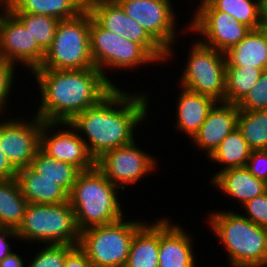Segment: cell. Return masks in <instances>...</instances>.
I'll return each mask as SVG.
<instances>
[{"label": "cell", "instance_id": "12", "mask_svg": "<svg viewBox=\"0 0 267 267\" xmlns=\"http://www.w3.org/2000/svg\"><path fill=\"white\" fill-rule=\"evenodd\" d=\"M86 8L102 28L140 44L159 65L167 61V52L141 25L127 16L116 0H87Z\"/></svg>", "mask_w": 267, "mask_h": 267}, {"label": "cell", "instance_id": "32", "mask_svg": "<svg viewBox=\"0 0 267 267\" xmlns=\"http://www.w3.org/2000/svg\"><path fill=\"white\" fill-rule=\"evenodd\" d=\"M76 245L46 244L36 251L35 257L27 267H63L67 254Z\"/></svg>", "mask_w": 267, "mask_h": 267}, {"label": "cell", "instance_id": "39", "mask_svg": "<svg viewBox=\"0 0 267 267\" xmlns=\"http://www.w3.org/2000/svg\"><path fill=\"white\" fill-rule=\"evenodd\" d=\"M17 172L18 170L0 149V179H14L17 176Z\"/></svg>", "mask_w": 267, "mask_h": 267}, {"label": "cell", "instance_id": "25", "mask_svg": "<svg viewBox=\"0 0 267 267\" xmlns=\"http://www.w3.org/2000/svg\"><path fill=\"white\" fill-rule=\"evenodd\" d=\"M28 204L16 178L0 179V226L17 230Z\"/></svg>", "mask_w": 267, "mask_h": 267}, {"label": "cell", "instance_id": "31", "mask_svg": "<svg viewBox=\"0 0 267 267\" xmlns=\"http://www.w3.org/2000/svg\"><path fill=\"white\" fill-rule=\"evenodd\" d=\"M13 14L22 22L23 26L30 31L38 45L46 52L52 44L60 20L55 17L40 14Z\"/></svg>", "mask_w": 267, "mask_h": 267}, {"label": "cell", "instance_id": "11", "mask_svg": "<svg viewBox=\"0 0 267 267\" xmlns=\"http://www.w3.org/2000/svg\"><path fill=\"white\" fill-rule=\"evenodd\" d=\"M193 12L190 22L187 23L189 25L186 24L183 31L202 36L196 39L223 53L240 43L251 31L245 24L225 12L213 9L209 4Z\"/></svg>", "mask_w": 267, "mask_h": 267}, {"label": "cell", "instance_id": "20", "mask_svg": "<svg viewBox=\"0 0 267 267\" xmlns=\"http://www.w3.org/2000/svg\"><path fill=\"white\" fill-rule=\"evenodd\" d=\"M180 88L178 100L176 99V124L177 131L186 134L191 140L199 131L208 116V113L217 103L211 97L190 91L186 88ZM181 91V92H180Z\"/></svg>", "mask_w": 267, "mask_h": 267}, {"label": "cell", "instance_id": "23", "mask_svg": "<svg viewBox=\"0 0 267 267\" xmlns=\"http://www.w3.org/2000/svg\"><path fill=\"white\" fill-rule=\"evenodd\" d=\"M158 254L159 218L146 221L135 232L125 267H159Z\"/></svg>", "mask_w": 267, "mask_h": 267}, {"label": "cell", "instance_id": "29", "mask_svg": "<svg viewBox=\"0 0 267 267\" xmlns=\"http://www.w3.org/2000/svg\"><path fill=\"white\" fill-rule=\"evenodd\" d=\"M237 127L252 151L267 150V110H239Z\"/></svg>", "mask_w": 267, "mask_h": 267}, {"label": "cell", "instance_id": "8", "mask_svg": "<svg viewBox=\"0 0 267 267\" xmlns=\"http://www.w3.org/2000/svg\"><path fill=\"white\" fill-rule=\"evenodd\" d=\"M90 52L95 68L113 86L115 84L106 72L114 69L127 71L137 69L149 63L158 62L138 43L129 41L122 36L113 34L102 28L91 15L90 22ZM107 70V71H106ZM114 83V84H113Z\"/></svg>", "mask_w": 267, "mask_h": 267}, {"label": "cell", "instance_id": "28", "mask_svg": "<svg viewBox=\"0 0 267 267\" xmlns=\"http://www.w3.org/2000/svg\"><path fill=\"white\" fill-rule=\"evenodd\" d=\"M263 71L256 67H226L225 102L238 104L255 86Z\"/></svg>", "mask_w": 267, "mask_h": 267}, {"label": "cell", "instance_id": "9", "mask_svg": "<svg viewBox=\"0 0 267 267\" xmlns=\"http://www.w3.org/2000/svg\"><path fill=\"white\" fill-rule=\"evenodd\" d=\"M191 45L185 67L178 79L179 86L211 97L217 102H225L224 53L205 46L197 39Z\"/></svg>", "mask_w": 267, "mask_h": 267}, {"label": "cell", "instance_id": "34", "mask_svg": "<svg viewBox=\"0 0 267 267\" xmlns=\"http://www.w3.org/2000/svg\"><path fill=\"white\" fill-rule=\"evenodd\" d=\"M16 64L12 63L10 61L5 60L4 58H0V113L4 114L7 108V102L10 101V96L12 91L14 89L13 83L14 81H17L18 79L14 80L16 77L15 73L16 71ZM0 116H3L1 115Z\"/></svg>", "mask_w": 267, "mask_h": 267}, {"label": "cell", "instance_id": "27", "mask_svg": "<svg viewBox=\"0 0 267 267\" xmlns=\"http://www.w3.org/2000/svg\"><path fill=\"white\" fill-rule=\"evenodd\" d=\"M31 166L44 178L56 181L68 193L72 191L73 185L81 172L72 164L48 156L40 148L37 150Z\"/></svg>", "mask_w": 267, "mask_h": 267}, {"label": "cell", "instance_id": "6", "mask_svg": "<svg viewBox=\"0 0 267 267\" xmlns=\"http://www.w3.org/2000/svg\"><path fill=\"white\" fill-rule=\"evenodd\" d=\"M91 13L87 8L77 17L60 20L51 46L40 67L50 70L94 68L90 52Z\"/></svg>", "mask_w": 267, "mask_h": 267}, {"label": "cell", "instance_id": "37", "mask_svg": "<svg viewBox=\"0 0 267 267\" xmlns=\"http://www.w3.org/2000/svg\"><path fill=\"white\" fill-rule=\"evenodd\" d=\"M63 267H93L86 252L76 245L68 254Z\"/></svg>", "mask_w": 267, "mask_h": 267}, {"label": "cell", "instance_id": "38", "mask_svg": "<svg viewBox=\"0 0 267 267\" xmlns=\"http://www.w3.org/2000/svg\"><path fill=\"white\" fill-rule=\"evenodd\" d=\"M12 237L13 240H19L15 229L0 226V262L13 252L12 244L8 242V239H12Z\"/></svg>", "mask_w": 267, "mask_h": 267}, {"label": "cell", "instance_id": "17", "mask_svg": "<svg viewBox=\"0 0 267 267\" xmlns=\"http://www.w3.org/2000/svg\"><path fill=\"white\" fill-rule=\"evenodd\" d=\"M159 267H196L194 237L182 225L159 217ZM193 246V247H192Z\"/></svg>", "mask_w": 267, "mask_h": 267}, {"label": "cell", "instance_id": "10", "mask_svg": "<svg viewBox=\"0 0 267 267\" xmlns=\"http://www.w3.org/2000/svg\"><path fill=\"white\" fill-rule=\"evenodd\" d=\"M127 16L144 30L167 52V60L175 59L173 44L177 41L176 11L171 0H116Z\"/></svg>", "mask_w": 267, "mask_h": 267}, {"label": "cell", "instance_id": "15", "mask_svg": "<svg viewBox=\"0 0 267 267\" xmlns=\"http://www.w3.org/2000/svg\"><path fill=\"white\" fill-rule=\"evenodd\" d=\"M0 118V149L18 170L30 166L40 147L42 121L32 118ZM29 119V120H28Z\"/></svg>", "mask_w": 267, "mask_h": 267}, {"label": "cell", "instance_id": "14", "mask_svg": "<svg viewBox=\"0 0 267 267\" xmlns=\"http://www.w3.org/2000/svg\"><path fill=\"white\" fill-rule=\"evenodd\" d=\"M0 8V58L20 64L32 72L40 67L46 52L1 1Z\"/></svg>", "mask_w": 267, "mask_h": 267}, {"label": "cell", "instance_id": "1", "mask_svg": "<svg viewBox=\"0 0 267 267\" xmlns=\"http://www.w3.org/2000/svg\"><path fill=\"white\" fill-rule=\"evenodd\" d=\"M136 93L114 87L96 105L69 122L96 161L106 152L137 140L134 130L147 120L150 97L144 91Z\"/></svg>", "mask_w": 267, "mask_h": 267}, {"label": "cell", "instance_id": "7", "mask_svg": "<svg viewBox=\"0 0 267 267\" xmlns=\"http://www.w3.org/2000/svg\"><path fill=\"white\" fill-rule=\"evenodd\" d=\"M126 218L81 231L79 246L93 267H125L135 232L146 222Z\"/></svg>", "mask_w": 267, "mask_h": 267}, {"label": "cell", "instance_id": "33", "mask_svg": "<svg viewBox=\"0 0 267 267\" xmlns=\"http://www.w3.org/2000/svg\"><path fill=\"white\" fill-rule=\"evenodd\" d=\"M239 110H267V71L264 70L255 86L237 104Z\"/></svg>", "mask_w": 267, "mask_h": 267}, {"label": "cell", "instance_id": "19", "mask_svg": "<svg viewBox=\"0 0 267 267\" xmlns=\"http://www.w3.org/2000/svg\"><path fill=\"white\" fill-rule=\"evenodd\" d=\"M209 179L212 186L218 187L224 196L237 200L241 204L239 207L267 192V183L256 178L245 167L216 171Z\"/></svg>", "mask_w": 267, "mask_h": 267}, {"label": "cell", "instance_id": "13", "mask_svg": "<svg viewBox=\"0 0 267 267\" xmlns=\"http://www.w3.org/2000/svg\"><path fill=\"white\" fill-rule=\"evenodd\" d=\"M133 143L106 152L96 161V166L106 178L122 192L125 185H136L140 179L156 170L158 159L141 146ZM144 150V151H143Z\"/></svg>", "mask_w": 267, "mask_h": 267}, {"label": "cell", "instance_id": "40", "mask_svg": "<svg viewBox=\"0 0 267 267\" xmlns=\"http://www.w3.org/2000/svg\"><path fill=\"white\" fill-rule=\"evenodd\" d=\"M24 260L19 254L12 252L0 262V267H26Z\"/></svg>", "mask_w": 267, "mask_h": 267}, {"label": "cell", "instance_id": "41", "mask_svg": "<svg viewBox=\"0 0 267 267\" xmlns=\"http://www.w3.org/2000/svg\"><path fill=\"white\" fill-rule=\"evenodd\" d=\"M260 20H267V0H260Z\"/></svg>", "mask_w": 267, "mask_h": 267}, {"label": "cell", "instance_id": "4", "mask_svg": "<svg viewBox=\"0 0 267 267\" xmlns=\"http://www.w3.org/2000/svg\"><path fill=\"white\" fill-rule=\"evenodd\" d=\"M120 191L97 166L79 173L69 193V203L80 232L125 216L118 197Z\"/></svg>", "mask_w": 267, "mask_h": 267}, {"label": "cell", "instance_id": "36", "mask_svg": "<svg viewBox=\"0 0 267 267\" xmlns=\"http://www.w3.org/2000/svg\"><path fill=\"white\" fill-rule=\"evenodd\" d=\"M245 168L256 178L267 183V150L251 151Z\"/></svg>", "mask_w": 267, "mask_h": 267}, {"label": "cell", "instance_id": "42", "mask_svg": "<svg viewBox=\"0 0 267 267\" xmlns=\"http://www.w3.org/2000/svg\"><path fill=\"white\" fill-rule=\"evenodd\" d=\"M258 30L267 41V20H260Z\"/></svg>", "mask_w": 267, "mask_h": 267}, {"label": "cell", "instance_id": "2", "mask_svg": "<svg viewBox=\"0 0 267 267\" xmlns=\"http://www.w3.org/2000/svg\"><path fill=\"white\" fill-rule=\"evenodd\" d=\"M39 85V108L36 113L44 122H70L77 114L96 105L114 87L94 68L31 72Z\"/></svg>", "mask_w": 267, "mask_h": 267}, {"label": "cell", "instance_id": "21", "mask_svg": "<svg viewBox=\"0 0 267 267\" xmlns=\"http://www.w3.org/2000/svg\"><path fill=\"white\" fill-rule=\"evenodd\" d=\"M16 180L28 203L61 204L69 201V193L56 181L44 178L31 165L18 169Z\"/></svg>", "mask_w": 267, "mask_h": 267}, {"label": "cell", "instance_id": "24", "mask_svg": "<svg viewBox=\"0 0 267 267\" xmlns=\"http://www.w3.org/2000/svg\"><path fill=\"white\" fill-rule=\"evenodd\" d=\"M226 67H256L265 70L267 41L258 29L251 30L244 39L225 53Z\"/></svg>", "mask_w": 267, "mask_h": 267}, {"label": "cell", "instance_id": "30", "mask_svg": "<svg viewBox=\"0 0 267 267\" xmlns=\"http://www.w3.org/2000/svg\"><path fill=\"white\" fill-rule=\"evenodd\" d=\"M213 9L225 12L251 30L258 29L260 23V0H211Z\"/></svg>", "mask_w": 267, "mask_h": 267}, {"label": "cell", "instance_id": "35", "mask_svg": "<svg viewBox=\"0 0 267 267\" xmlns=\"http://www.w3.org/2000/svg\"><path fill=\"white\" fill-rule=\"evenodd\" d=\"M241 208L245 210V214L241 213L244 217L258 226L267 228V192L247 201Z\"/></svg>", "mask_w": 267, "mask_h": 267}, {"label": "cell", "instance_id": "43", "mask_svg": "<svg viewBox=\"0 0 267 267\" xmlns=\"http://www.w3.org/2000/svg\"><path fill=\"white\" fill-rule=\"evenodd\" d=\"M198 1L199 3L197 5V8H195V11L199 9L200 7H202L203 5L208 4L211 0H198Z\"/></svg>", "mask_w": 267, "mask_h": 267}, {"label": "cell", "instance_id": "22", "mask_svg": "<svg viewBox=\"0 0 267 267\" xmlns=\"http://www.w3.org/2000/svg\"><path fill=\"white\" fill-rule=\"evenodd\" d=\"M12 13H31L67 20L86 9L87 0H0Z\"/></svg>", "mask_w": 267, "mask_h": 267}, {"label": "cell", "instance_id": "5", "mask_svg": "<svg viewBox=\"0 0 267 267\" xmlns=\"http://www.w3.org/2000/svg\"><path fill=\"white\" fill-rule=\"evenodd\" d=\"M16 231L22 242L70 245H79L81 233L69 201L61 204L29 203Z\"/></svg>", "mask_w": 267, "mask_h": 267}, {"label": "cell", "instance_id": "26", "mask_svg": "<svg viewBox=\"0 0 267 267\" xmlns=\"http://www.w3.org/2000/svg\"><path fill=\"white\" fill-rule=\"evenodd\" d=\"M251 151V148L237 127L222 140L209 157V160L217 163V165H221V169L218 172L231 168H241L246 166Z\"/></svg>", "mask_w": 267, "mask_h": 267}, {"label": "cell", "instance_id": "3", "mask_svg": "<svg viewBox=\"0 0 267 267\" xmlns=\"http://www.w3.org/2000/svg\"><path fill=\"white\" fill-rule=\"evenodd\" d=\"M209 214L206 223L226 250L230 267H267V228L233 209Z\"/></svg>", "mask_w": 267, "mask_h": 267}, {"label": "cell", "instance_id": "18", "mask_svg": "<svg viewBox=\"0 0 267 267\" xmlns=\"http://www.w3.org/2000/svg\"><path fill=\"white\" fill-rule=\"evenodd\" d=\"M238 115L237 104L217 102L199 131L191 139L192 143L197 149L205 151L209 158L222 140L237 128Z\"/></svg>", "mask_w": 267, "mask_h": 267}, {"label": "cell", "instance_id": "16", "mask_svg": "<svg viewBox=\"0 0 267 267\" xmlns=\"http://www.w3.org/2000/svg\"><path fill=\"white\" fill-rule=\"evenodd\" d=\"M39 148L48 156L72 164L80 171L96 166V160L88 151L86 143L68 122H43Z\"/></svg>", "mask_w": 267, "mask_h": 267}]
</instances>
